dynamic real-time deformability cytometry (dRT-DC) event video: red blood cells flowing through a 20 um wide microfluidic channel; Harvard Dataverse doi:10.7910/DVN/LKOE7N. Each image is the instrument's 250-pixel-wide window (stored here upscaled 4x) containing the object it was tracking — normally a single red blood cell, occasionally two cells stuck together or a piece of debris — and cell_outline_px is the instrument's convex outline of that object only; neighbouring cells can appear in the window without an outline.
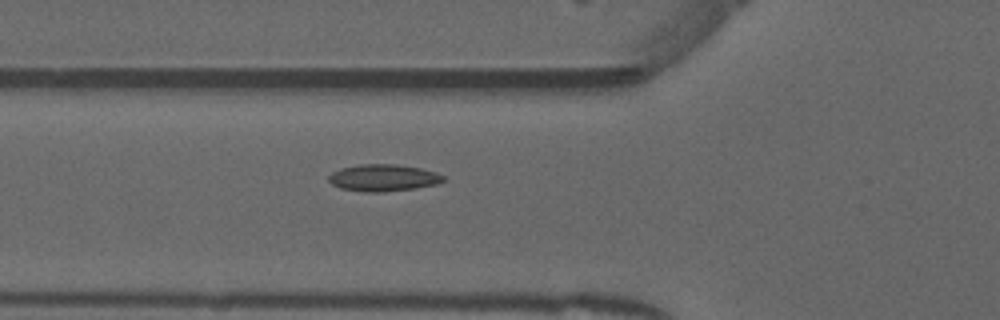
{"species": "common noctule bat (a hibernating species)", "species_latin": "Nyctalus noctula", "temperature_condition": "warm", "stored_images_in_passage": 40, "camera_frame_rate_fps": 3000, "um_per_image_px": 0.085, "animal": {"sex": "male", "forearm_length_mm": 52.5}, "frame": {"image": 1, "passage_image": 7, "time_ms": 2.0, "image_size_px": [1000, 320], "cell_outline_px": [[444, 180], [436, 184], [416, 188], [380, 192], [368, 192], [340, 188], [332, 184], [328, 180], [328, 176], [332, 172], [340, 168], [360, 164], [396, 164], [420, 168], [436, 172], [444, 176]], "centroid_in_image_um": [32.56, 15.1], "position_along_channel_um": 93.2, "area_um2": 17.92}, "authors_computed_cell_mechanics": {"area_um2": 16.6464, "velocity_mm_per_s": 3.9219, "shape_relaxation_time_tau1_ms": null, "shape_relaxation_time_tau2_ms": 2.6205, "deformation_change_tau1": null, "deformation_change_tau2": 0.0721}}